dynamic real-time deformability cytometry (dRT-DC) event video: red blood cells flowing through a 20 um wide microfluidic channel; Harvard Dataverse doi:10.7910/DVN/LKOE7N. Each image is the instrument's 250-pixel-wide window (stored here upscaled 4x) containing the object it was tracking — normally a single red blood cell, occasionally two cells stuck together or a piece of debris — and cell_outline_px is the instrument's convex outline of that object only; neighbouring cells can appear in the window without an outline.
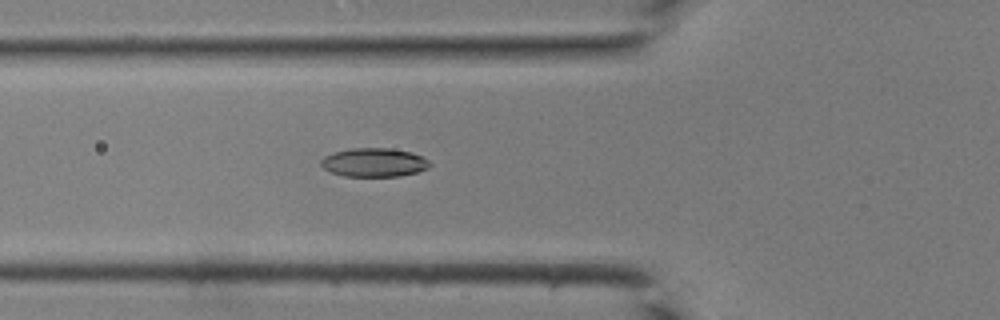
{"species": "common noctule bat (a hibernating species)", "species_latin": "Nyctalus noctula", "temperature_condition": "room temperature", "stored_images_in_passage": 29, "camera_frame_rate_fps": 3000, "um_per_image_px": 0.085, "animal": {"sex": "male", "body_mass_g": 19.0, "forearm_length_mm": 50.8}, "frame": {"image": 1, "passage_image": 2, "time_ms": 0.333, "image_size_px": [1000, 320], "cell_outline_px": [[432, 164], [428, 168], [416, 172], [400, 176], [344, 176], [332, 172], [324, 168], [320, 164], [320, 160], [324, 156], [336, 152], [352, 148], [388, 148], [412, 152], [428, 160]], "centroid_in_image_um": [31.8, 13.81], "position_along_channel_um": 94.0, "area_um2": 18.09}}
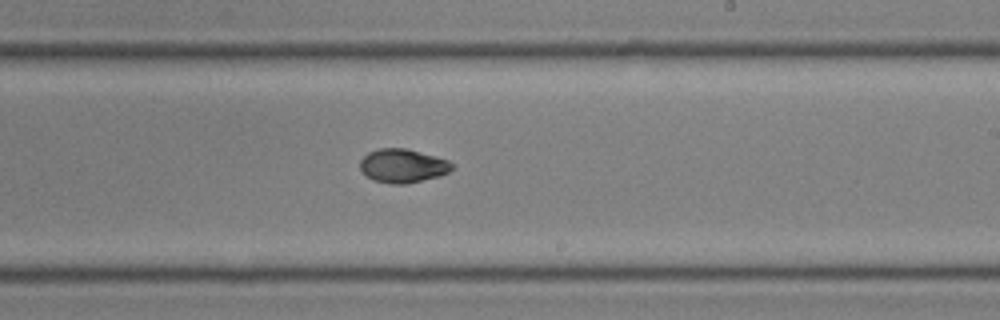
{"frame": {"image": 2, "passage_image": 12, "time_ms": 3.667, "image_size_px": [1000, 320], "cell_outline_px": [[456, 168], [440, 176], [404, 184], [392, 184], [372, 180], [360, 168], [360, 160], [368, 152], [380, 148], [408, 148], [436, 156], [448, 160], [456, 164]], "centroid_in_image_um": [34.28, 14.08], "position_along_channel_um": 254.7, "area_um2": 18.26}}
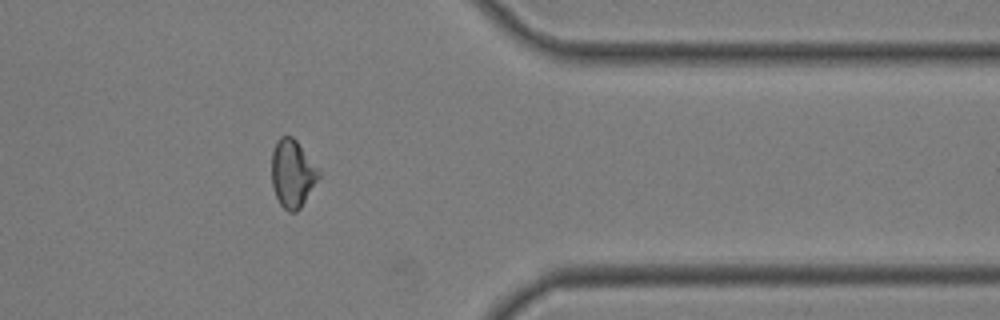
{"frame": {"image": 3, "passage_image": 21, "time_ms": 6.667, "image_size_px": [1000, 320], "cell_outline_px": [[320, 176], [300, 208], [296, 212], [288, 212], [280, 204], [276, 196], [272, 184], [272, 152], [276, 140], [280, 136], [292, 136], [296, 140], [320, 172]], "centroid_in_image_um": [24.84, 14.74], "position_along_channel_um": 386.6, "area_um2": 18.32}}